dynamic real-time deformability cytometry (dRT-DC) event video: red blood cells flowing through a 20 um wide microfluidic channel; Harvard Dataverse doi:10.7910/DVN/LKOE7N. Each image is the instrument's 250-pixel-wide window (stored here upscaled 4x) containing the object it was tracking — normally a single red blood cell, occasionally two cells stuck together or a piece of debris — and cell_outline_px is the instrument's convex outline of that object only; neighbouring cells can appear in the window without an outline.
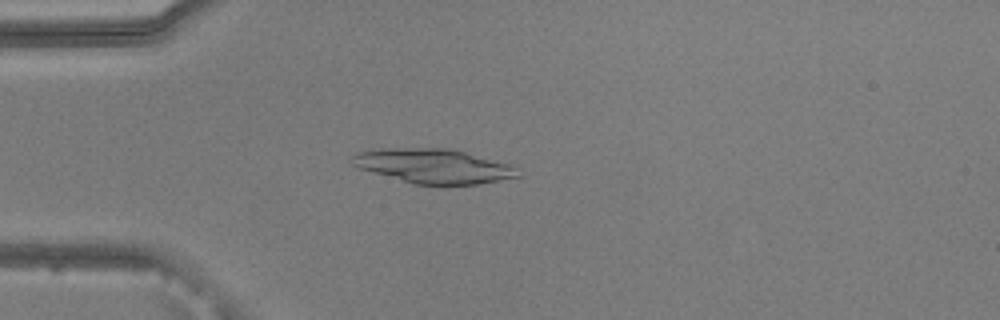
{"species": "common noctule bat (a hibernating species)", "species_latin": "Nyctalus noctula", "temperature_condition": "warm", "stored_images_in_passage": 52, "camera_frame_rate_fps": 3000, "um_per_image_px": 0.085, "animal": {"sex": "male", "body_mass_g": 20.5, "forearm_length_mm": 52.5}, "frame": {"image": 1, "passage_image": 14, "time_ms": 4.333, "image_size_px": [1000, 320], "cell_outline_px": [[520, 176], [476, 184], [412, 184], [372, 172], [360, 168], [352, 164], [352, 156], [356, 152], [388, 148], [444, 148], [464, 152], [512, 164], [516, 168]], "centroid_in_image_um": [36.84, 14.11], "position_along_channel_um": 48.2, "area_um2": 32.83}}
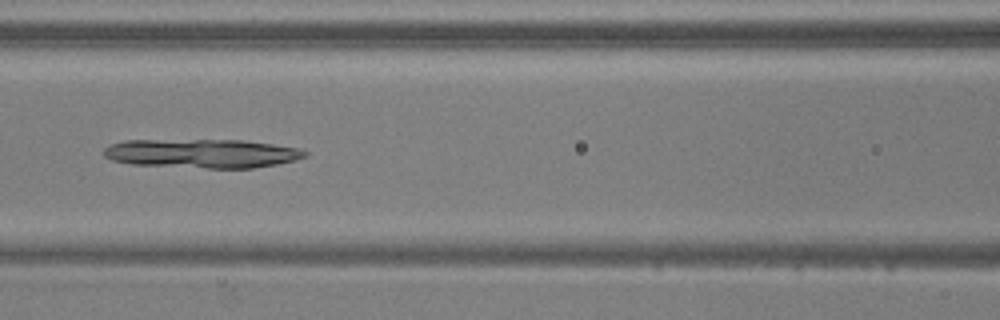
{"frame": {"image": 2, "passage_image": 23, "time_ms": 7.333, "image_size_px": [1000, 320], "cell_outline_px": [[308, 156], [296, 160], [276, 164], [252, 168], [208, 168], [132, 164], [112, 160], [104, 156], [104, 148], [112, 144], [124, 140], [244, 140], [300, 148], [308, 152]], "centroid_in_image_um": [17.21, 13.04], "position_along_channel_um": 149.4, "area_um2": 33.93}}
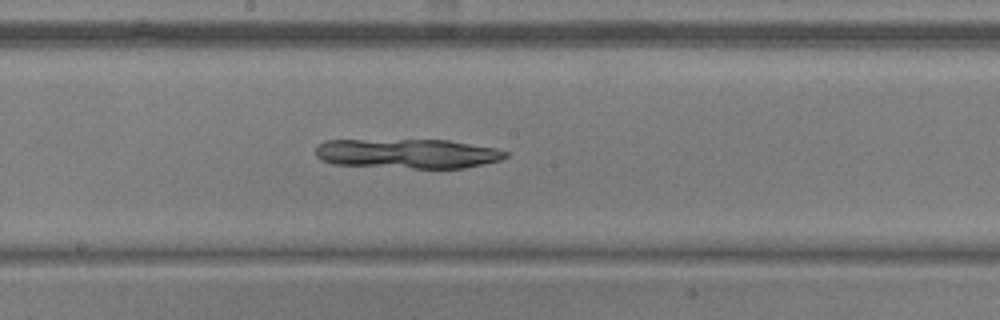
{"frame": {"image": 3, "passage_image": 28, "time_ms": 9.0, "image_size_px": [1000, 320], "cell_outline_px": [[508, 156], [500, 160], [484, 164], [464, 168], [412, 168], [332, 164], [320, 160], [316, 156], [316, 148], [324, 140], [448, 140], [496, 148], [508, 152]], "centroid_in_image_um": [34.64, 13.06], "position_along_channel_um": 213.6, "area_um2": 32.83}}